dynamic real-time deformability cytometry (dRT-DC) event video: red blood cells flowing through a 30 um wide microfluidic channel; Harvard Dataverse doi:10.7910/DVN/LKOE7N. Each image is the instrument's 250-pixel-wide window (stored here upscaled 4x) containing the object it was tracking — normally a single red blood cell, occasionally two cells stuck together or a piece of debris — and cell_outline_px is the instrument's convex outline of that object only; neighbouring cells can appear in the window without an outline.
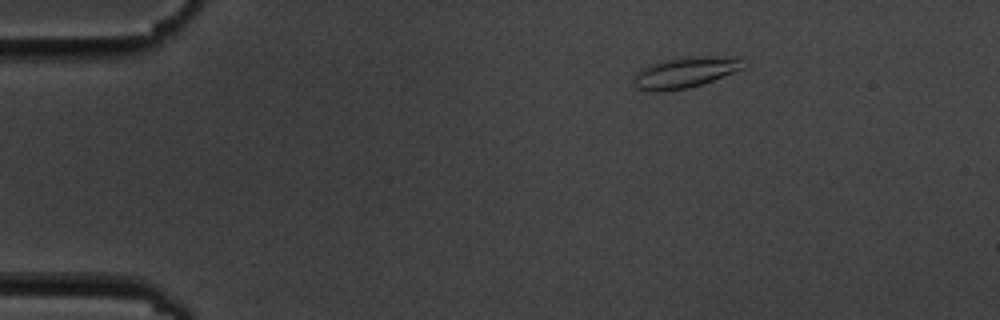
{"species": "common noctule bat (a hibernating species)", "species_latin": "Nyctalus noctula", "temperature_condition": "cold", "stored_images_in_passage": 7, "camera_frame_rate_fps": 3000, "um_per_image_px": 0.085, "animal": {"sex": "male", "body_mass_g": 19.5, "forearm_length_mm": 54.6}, "frame": {"image": 1, "passage_image": 1, "time_ms": 0.0, "image_size_px": [1000, 320], "cell_outline_px": [[744, 68], [712, 80], [688, 88], [636, 88], [632, 76], [640, 68], [648, 64], [668, 60], [704, 56], [708, 56], [736, 60]], "centroid_in_image_um": [58.13, 6.14], "position_along_channel_um": 26.9, "area_um2": 18.03}}
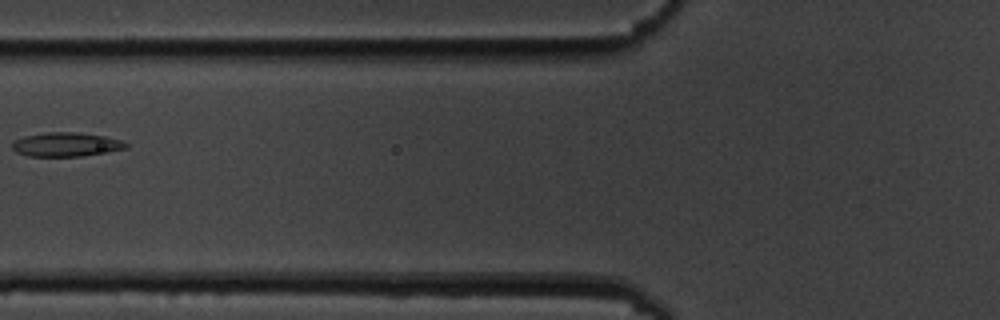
{"frame": {"image": 2, "passage_image": 5, "time_ms": 4.667, "image_size_px": [1000, 320], "cell_outline_px": [[128, 148], [108, 152], [80, 156], [28, 156], [16, 152], [12, 148], [12, 140], [24, 136], [44, 132], [76, 132], [104, 136], [120, 140], [128, 144]], "centroid_in_image_um": [5.59, 12.28], "position_along_channel_um": 120.2, "area_um2": 16.01}}
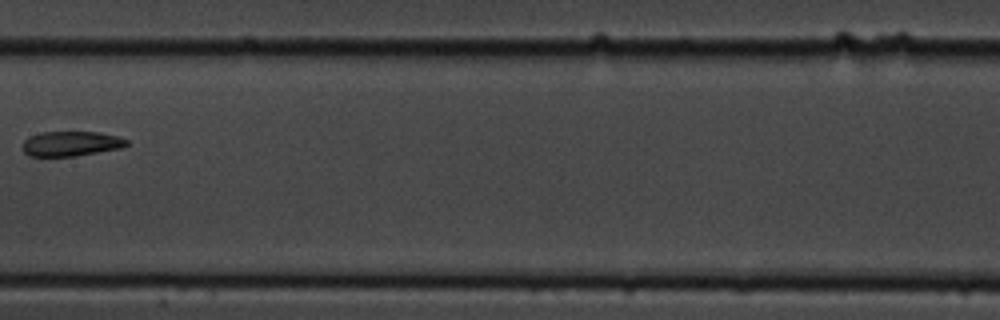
{"frame": {"image": 3, "passage_image": 7, "time_ms": 7.0, "image_size_px": [1000, 320], "cell_outline_px": [[128, 144], [120, 148], [76, 156], [28, 156], [24, 152], [24, 140], [28, 136], [40, 132], [100, 132], [116, 136], [128, 140]], "centroid_in_image_um": [6.02, 12.21], "position_along_channel_um": 201.4, "area_um2": 15.03}}